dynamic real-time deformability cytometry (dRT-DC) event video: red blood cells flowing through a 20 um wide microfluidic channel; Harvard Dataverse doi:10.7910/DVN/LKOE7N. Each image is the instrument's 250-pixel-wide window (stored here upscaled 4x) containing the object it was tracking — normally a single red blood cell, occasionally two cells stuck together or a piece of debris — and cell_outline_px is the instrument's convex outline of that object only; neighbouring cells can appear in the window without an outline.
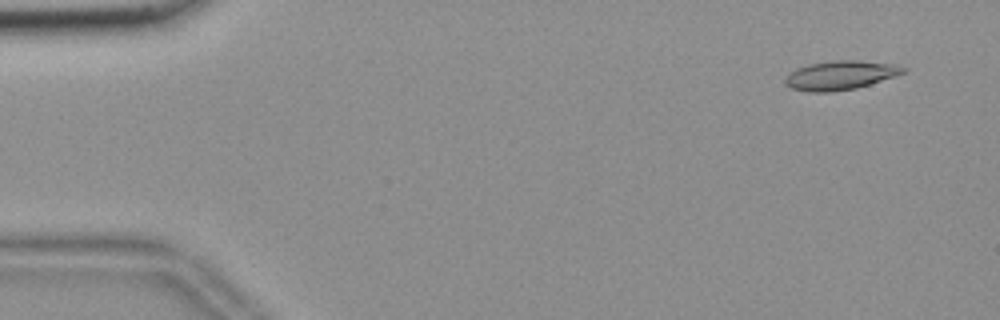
{"species": "common noctule bat (a hibernating species)", "species_latin": "Nyctalus noctula", "temperature_condition": "room temperature", "stored_images_in_passage": 30, "camera_frame_rate_fps": 3000, "um_per_image_px": 0.085, "animal": {"sex": "female", "body_mass_g": 18.4}, "frame": {"image": 1, "passage_image": 4, "time_ms": 1.0, "image_size_px": [1000, 320], "cell_outline_px": [[908, 68], [904, 72], [856, 88], [832, 92], [808, 92], [792, 88], [784, 84], [784, 76], [788, 72], [796, 68], [808, 64], [832, 60], [856, 60], [896, 64]], "centroid_in_image_um": [71.35, 6.39], "position_along_channel_um": 13.7, "area_um2": 20.0}}
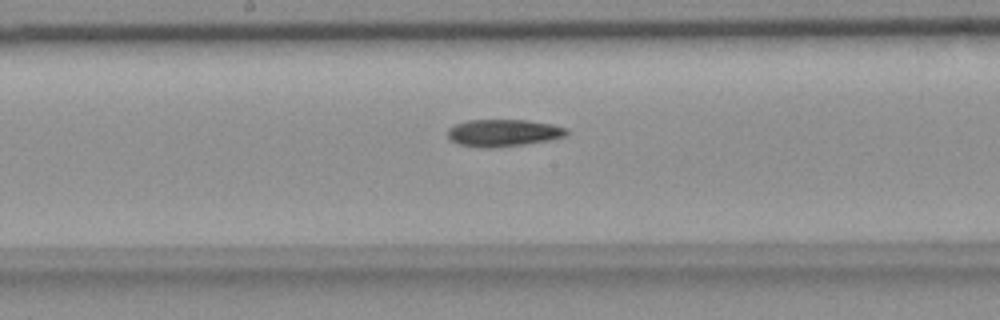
{"frame": {"image": 2, "passage_image": 29, "time_ms": 9.333, "image_size_px": [1000, 320], "cell_outline_px": [[568, 136], [548, 140], [524, 144], [492, 148], [488, 148], [456, 144], [448, 140], [448, 128], [456, 124], [468, 120], [528, 120], [552, 124], [568, 128]], "centroid_in_image_um": [42.78, 11.29], "position_along_channel_um": 205.4, "area_um2": 18.96}}